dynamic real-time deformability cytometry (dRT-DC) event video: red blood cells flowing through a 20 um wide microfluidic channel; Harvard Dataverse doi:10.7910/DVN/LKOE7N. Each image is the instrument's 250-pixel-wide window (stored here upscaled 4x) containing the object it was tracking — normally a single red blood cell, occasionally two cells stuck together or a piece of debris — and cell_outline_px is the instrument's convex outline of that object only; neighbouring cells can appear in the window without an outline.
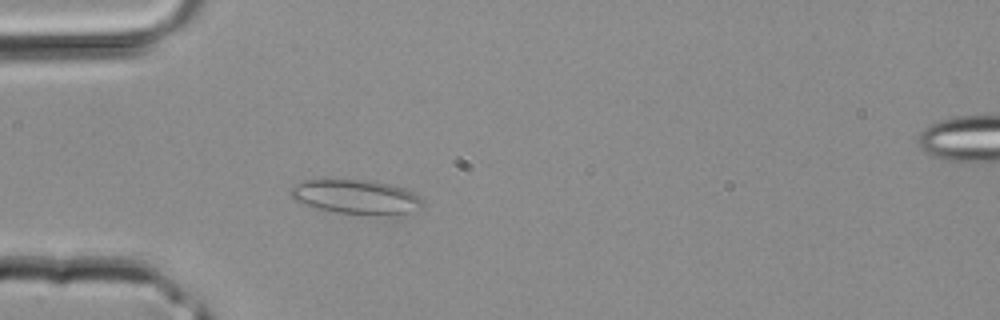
{"species": "common noctule bat (a hibernating species)", "species_latin": "Nyctalus noctula", "temperature_condition": "room temperature", "stored_images_in_passage": 4, "camera_frame_rate_fps": 3000, "um_per_image_px": 0.085, "animal": {"sex": "male", "body_mass_g": 20.4}, "frame": {"image": 1, "passage_image": 3, "time_ms": 0.667, "image_size_px": [1000, 320], "cell_outline_px": [[424, 204], [416, 212], [336, 212], [316, 208], [300, 204], [292, 200], [288, 192], [292, 184], [304, 180], [376, 180], [392, 184], [404, 188], [412, 192], [424, 200]], "centroid_in_image_um": [30.17, 16.68], "position_along_channel_um": 54.8, "area_um2": 26.07}}